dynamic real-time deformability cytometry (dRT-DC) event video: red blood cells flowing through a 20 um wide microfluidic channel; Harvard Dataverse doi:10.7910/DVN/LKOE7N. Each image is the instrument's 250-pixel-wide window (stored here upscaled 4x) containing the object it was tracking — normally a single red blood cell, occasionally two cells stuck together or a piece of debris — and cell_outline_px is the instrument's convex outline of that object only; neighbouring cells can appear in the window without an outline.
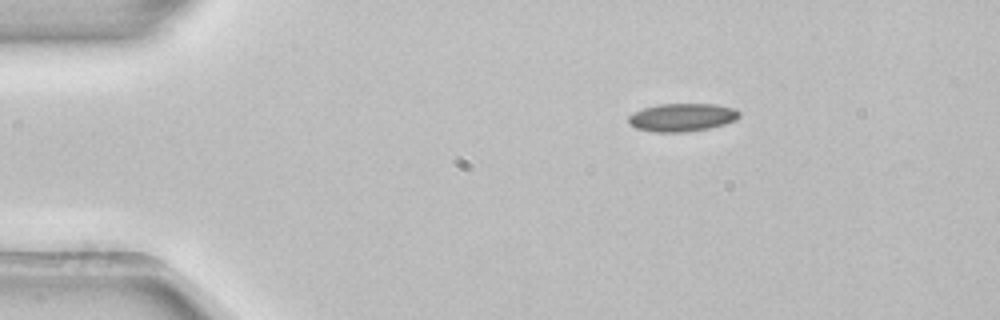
{"species": "common noctule bat (a hibernating species)", "species_latin": "Nyctalus noctula", "temperature_condition": "room temperature", "stored_images_in_passage": 3, "camera_frame_rate_fps": 3000, "um_per_image_px": 0.085, "animal": {"sex": "female", "body_mass_g": 22.7, "forearm_length_mm": 54.2}, "frame": {"image": 1, "passage_image": 1, "time_ms": 0.0, "image_size_px": [1000, 320], "cell_outline_px": [[740, 116], [736, 120], [724, 124], [708, 128], [684, 132], [652, 132], [636, 128], [628, 124], [628, 116], [632, 112], [644, 108], [660, 104], [716, 104], [736, 108], [740, 112]], "centroid_in_image_um": [57.97, 9.97], "position_along_channel_um": 27.0, "area_um2": 18.26}}
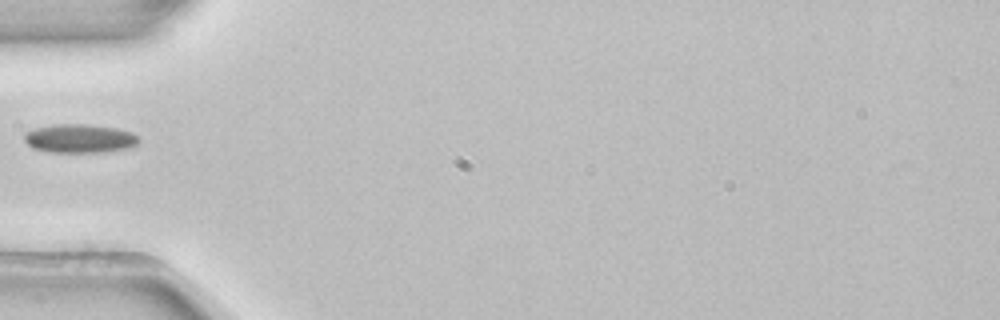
{"frame": {"image": 2, "passage_image": 3, "time_ms": 0.667, "image_size_px": [1000, 320], "cell_outline_px": [[140, 140], [136, 144], [128, 148], [104, 152], [52, 152], [32, 148], [24, 140], [24, 132], [36, 128], [52, 124], [88, 124], [116, 128], [132, 132], [140, 136]], "centroid_in_image_um": [6.78, 11.76], "position_along_channel_um": 78.2, "area_um2": 19.31}}